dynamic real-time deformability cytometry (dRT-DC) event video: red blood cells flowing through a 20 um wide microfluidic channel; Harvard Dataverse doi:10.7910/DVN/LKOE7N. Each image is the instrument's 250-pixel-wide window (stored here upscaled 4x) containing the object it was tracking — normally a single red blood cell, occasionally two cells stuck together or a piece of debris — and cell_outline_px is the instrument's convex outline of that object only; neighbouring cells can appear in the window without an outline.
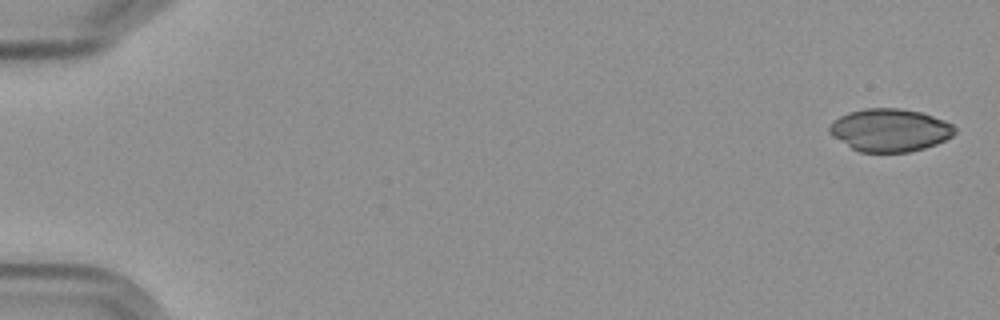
{"species": "Egyptian fruit bat (a non-hibernating species)", "species_latin": "Rousettus aegyptiacus", "temperature_condition": "cold", "stored_images_in_passage": 6, "camera_frame_rate_fps": 3000, "um_per_image_px": 0.085, "frame": {"image": 1, "passage_image": 1, "time_ms": 0.0, "image_size_px": [1000, 320], "cell_outline_px": [[956, 132], [952, 136], [936, 144], [924, 148], [908, 152], [860, 152], [852, 148], [832, 136], [828, 132], [828, 128], [832, 120], [848, 112], [864, 108], [900, 108], [920, 112], [944, 120], [952, 124], [956, 128]], "centroid_in_image_um": [75.62, 11.05], "position_along_channel_um": 9.4, "area_um2": 31.33}}
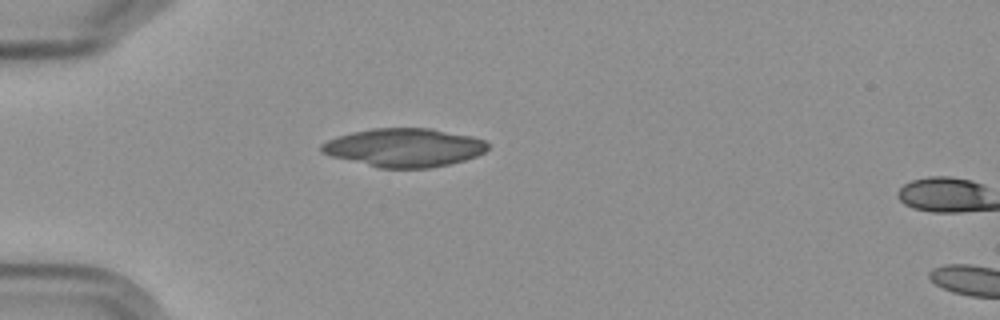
{"frame": {"image": 2, "passage_image": 5, "time_ms": 5.0, "image_size_px": [1000, 320], "cell_outline_px": [[488, 148], [484, 152], [476, 156], [464, 160], [448, 164], [428, 168], [380, 168], [332, 156], [320, 152], [320, 144], [328, 140], [352, 132], [372, 128], [432, 128], [472, 136], [484, 140], [488, 144]], "centroid_in_image_um": [34.36, 12.54], "position_along_channel_um": 50.6, "area_um2": 37.17}}